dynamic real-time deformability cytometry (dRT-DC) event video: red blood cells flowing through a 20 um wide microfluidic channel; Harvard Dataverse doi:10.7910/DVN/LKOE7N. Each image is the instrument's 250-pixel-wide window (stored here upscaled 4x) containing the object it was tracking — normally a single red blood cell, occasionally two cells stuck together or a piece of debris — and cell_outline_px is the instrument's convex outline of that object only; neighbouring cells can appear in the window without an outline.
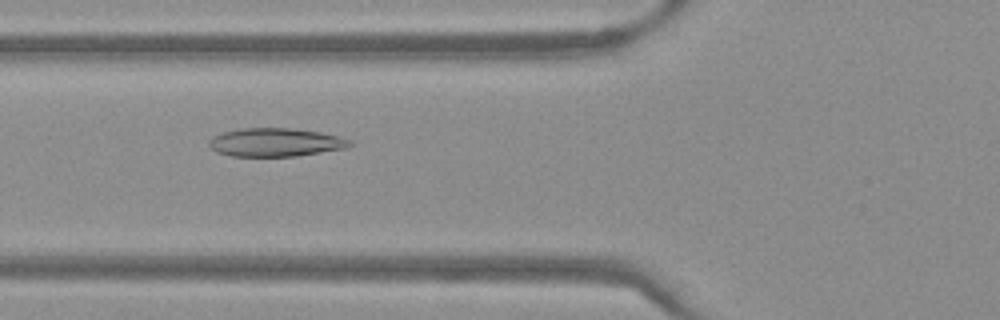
{"species": "Egyptian fruit bat (a non-hibernating species)", "species_latin": "Rousettus aegyptiacus", "temperature_condition": "warm", "stored_images_in_passage": 50, "camera_frame_rate_fps": 3000, "um_per_image_px": 0.085, "frame": {"image": 1, "passage_image": 19, "time_ms": 6.0, "image_size_px": [1000, 320], "cell_outline_px": [[352, 144], [348, 148], [296, 156], [232, 156], [216, 152], [208, 144], [208, 140], [212, 136], [224, 132], [240, 128], [292, 128], [320, 132], [352, 140]], "centroid_in_image_um": [23.41, 12.1], "position_along_channel_um": 102.4, "area_um2": 23.35}}
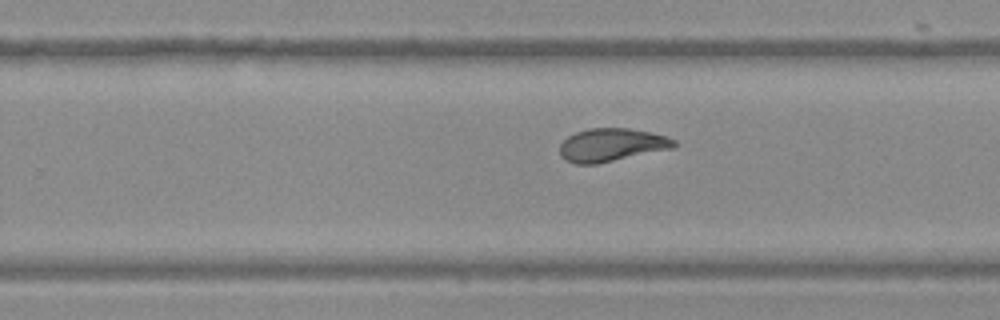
{"frame": {"image": 2, "passage_image": 32, "time_ms": 10.333, "image_size_px": [1000, 320], "cell_outline_px": [[676, 148], [596, 164], [576, 164], [564, 160], [560, 156], [560, 144], [568, 136], [576, 132], [588, 128], [628, 128], [648, 132], [664, 136], [676, 140]], "centroid_in_image_um": [51.97, 12.33], "position_along_channel_um": 277.8, "area_um2": 22.14}}
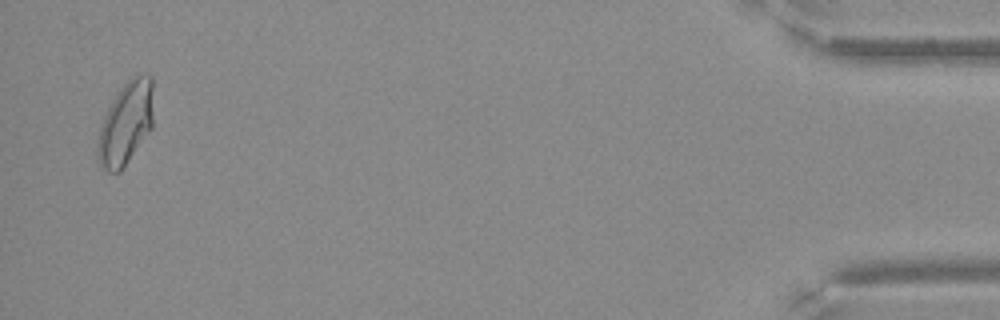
{"frame": {"image": 3, "passage_image": 49, "time_ms": 16.0, "image_size_px": [1000, 320], "cell_outline_px": [[152, 128], [120, 172], [108, 172], [100, 168], [96, 156], [96, 144], [100, 124], [112, 100], [120, 88], [136, 72], [152, 76]], "centroid_in_image_um": [10.66, 10.49], "position_along_channel_um": 424.5, "area_um2": 27.28}}